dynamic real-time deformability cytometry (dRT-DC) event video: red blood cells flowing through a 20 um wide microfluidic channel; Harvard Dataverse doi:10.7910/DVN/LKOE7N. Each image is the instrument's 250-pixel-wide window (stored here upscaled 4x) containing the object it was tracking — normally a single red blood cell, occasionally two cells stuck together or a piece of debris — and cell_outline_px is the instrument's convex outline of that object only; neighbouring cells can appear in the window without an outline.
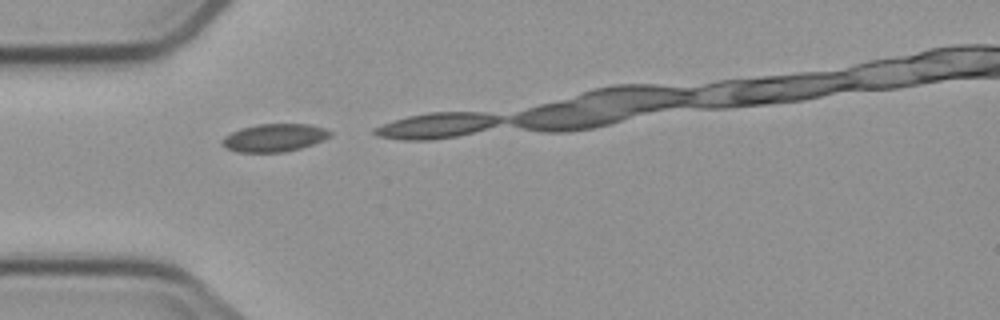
{"species": "common noctule bat (a hibernating species)", "species_latin": "Nyctalus noctula", "temperature_condition": "cold", "stored_images_in_passage": 7, "camera_frame_rate_fps": 3000, "um_per_image_px": 0.085, "animal": {"sex": "male", "body_mass_g": 23.1, "forearm_length_mm": 52.7}, "frame": {"image": 1, "passage_image": 1, "time_ms": 0.0, "image_size_px": [1000, 320], "cell_outline_px": [[332, 136], [312, 144], [300, 148], [284, 152], [236, 152], [220, 144], [220, 140], [224, 136], [240, 128], [256, 124], [308, 124], [324, 128], [332, 132]], "centroid_in_image_um": [23.29, 11.7], "position_along_channel_um": 61.7, "area_um2": 17.57}}